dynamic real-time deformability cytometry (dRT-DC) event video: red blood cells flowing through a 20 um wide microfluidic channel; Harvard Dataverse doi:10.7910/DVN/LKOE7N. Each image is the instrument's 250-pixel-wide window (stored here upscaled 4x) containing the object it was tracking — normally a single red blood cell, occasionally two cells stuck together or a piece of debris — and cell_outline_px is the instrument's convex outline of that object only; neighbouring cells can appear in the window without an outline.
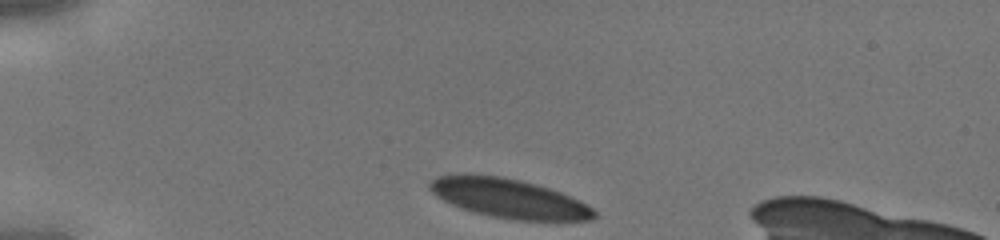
{"species": "human", "species_latin": "Homo sapiens", "temperature_condition": "cold", "stored_images_in_passage": 28, "camera_frame_rate_fps": 3000, "um_per_image_px": 0.085, "donor": {"sex": "male"}, "frame": {"image": 1, "passage_image": 1, "time_ms": 0.0, "image_size_px": [1000, 240], "cell_outline_px": [[596, 216], [592, 220], [516, 220], [492, 216], [472, 212], [460, 208], [436, 196], [428, 188], [428, 180], [436, 176], [464, 172], [468, 172], [504, 176], [536, 184], [560, 192], [580, 200], [592, 208], [596, 212]], "centroid_in_image_um": [43.17, 16.82], "position_along_channel_um": 41.8, "area_um2": 38.15}}
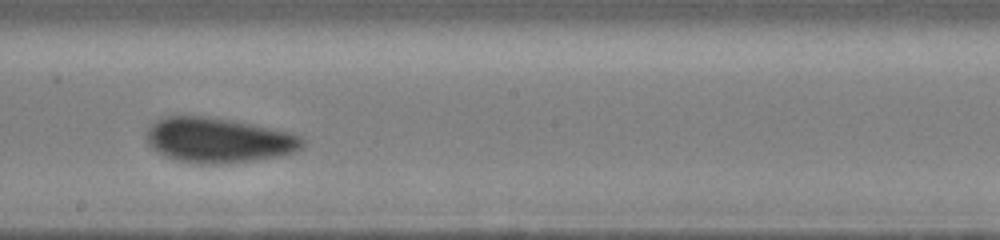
{"frame": {"image": 2, "passage_image": 16, "time_ms": 5.0, "image_size_px": [1000, 240], "cell_outline_px": [[304, 144], [296, 152], [284, 156], [256, 160], [220, 164], [200, 164], [176, 160], [164, 156], [156, 152], [148, 144], [148, 124], [156, 120], [168, 116], [204, 116], [252, 124], [292, 132], [304, 136]], "centroid_in_image_um": [18.6, 11.93], "position_along_channel_um": 229.6, "area_um2": 41.27}}
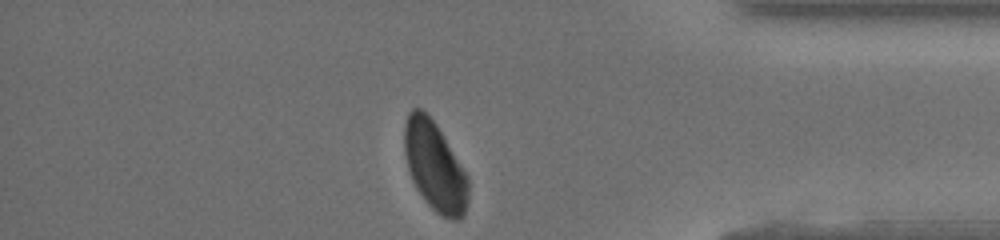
{"frame": {"image": 3, "passage_image": 28, "time_ms": 9.0, "image_size_px": [1000, 240], "cell_outline_px": [[468, 200], [464, 216], [460, 220], [452, 220], [436, 212], [424, 200], [416, 188], [412, 180], [408, 168], [404, 152], [404, 124], [408, 112], [412, 108], [420, 108], [436, 124], [468, 176]], "centroid_in_image_um": [36.95, 14.15], "position_along_channel_um": 398.3, "area_um2": 33.12}}